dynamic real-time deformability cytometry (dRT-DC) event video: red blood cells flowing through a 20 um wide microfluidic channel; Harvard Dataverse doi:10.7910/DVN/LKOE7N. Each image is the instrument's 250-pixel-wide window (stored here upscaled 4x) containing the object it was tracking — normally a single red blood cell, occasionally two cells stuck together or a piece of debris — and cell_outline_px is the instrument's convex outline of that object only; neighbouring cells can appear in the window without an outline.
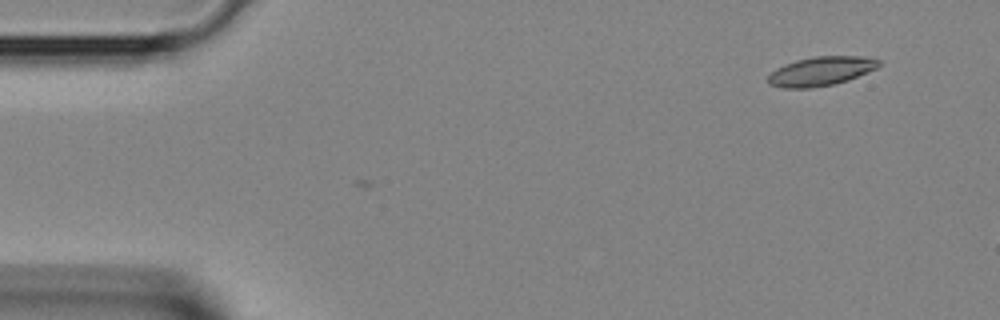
{"species": "Egyptian fruit bat (a non-hibernating species)", "species_latin": "Rousettus aegyptiacus", "temperature_condition": "room temperature", "stored_images_in_passage": 2, "camera_frame_rate_fps": 3000, "um_per_image_px": 0.085, "animal": {"sex": "female"}, "frame": {"image": 1, "passage_image": 2, "time_ms": 0.333, "image_size_px": [1000, 320], "cell_outline_px": [[880, 64], [876, 68], [848, 80], [832, 84], [808, 88], [784, 88], [768, 84], [768, 76], [776, 68], [784, 64], [796, 60], [812, 56], [860, 56], [880, 60]], "centroid_in_image_um": [69.74, 6.04], "position_along_channel_um": 15.3, "area_um2": 18.61}}